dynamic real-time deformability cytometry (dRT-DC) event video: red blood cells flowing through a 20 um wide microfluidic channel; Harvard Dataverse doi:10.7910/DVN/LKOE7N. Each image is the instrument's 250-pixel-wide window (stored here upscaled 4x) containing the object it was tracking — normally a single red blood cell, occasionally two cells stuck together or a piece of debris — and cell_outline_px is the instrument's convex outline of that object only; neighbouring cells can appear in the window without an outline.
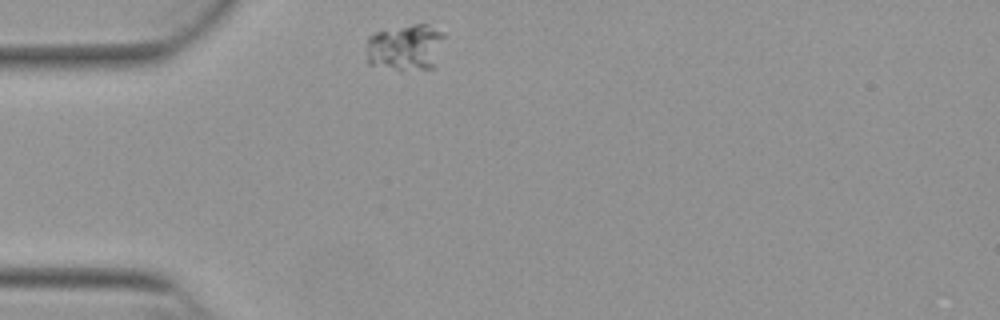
{"species": "Egyptian fruit bat (a non-hibernating species)", "species_latin": "Rousettus aegyptiacus", "temperature_condition": "warm", "stored_images_in_passage": 44, "camera_frame_rate_fps": 3000, "um_per_image_px": 0.085, "animal": {"sex": "female"}, "frame": {"image": 1, "passage_image": 1, "time_ms": 0.0, "image_size_px": [1000, 320], "cell_outline_px": [[444, 36], [432, 68], [396, 68], [368, 64], [368, 36], [376, 32], [412, 24], [428, 24], [444, 32]], "centroid_in_image_um": [34.46, 3.97], "position_along_channel_um": 50.5, "area_um2": 20.29}}
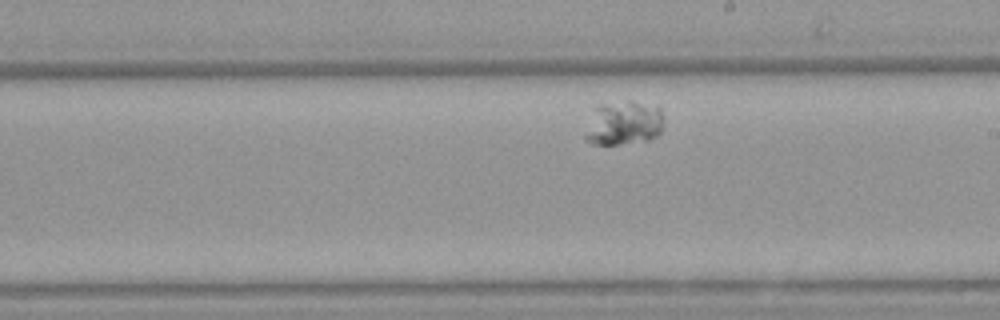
{"frame": {"image": 2, "passage_image": 19, "time_ms": 6.0, "image_size_px": [1000, 320], "cell_outline_px": [[664, 124], [660, 132], [656, 136], [648, 140], [620, 144], [588, 144], [584, 140], [584, 136], [596, 104], [628, 100], [660, 108], [664, 116]], "centroid_in_image_um": [53.01, 10.46], "position_along_channel_um": 236.0, "area_um2": 20.4}}
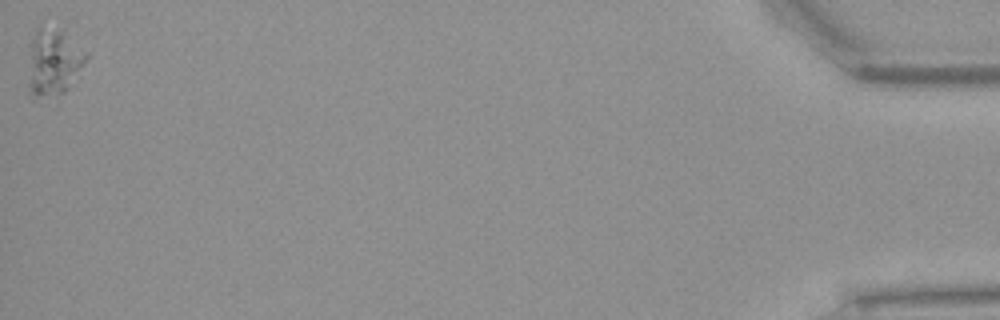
{"frame": {"image": 3, "passage_image": 44, "time_ms": 14.333, "image_size_px": [1000, 320], "cell_outline_px": [[88, 60], [68, 88], [56, 104], [32, 100], [28, 96], [28, 84], [32, 36], [36, 28], [64, 28], [88, 52]], "centroid_in_image_um": [4.57, 5.43], "position_along_channel_um": 430.6, "area_um2": 24.28}}